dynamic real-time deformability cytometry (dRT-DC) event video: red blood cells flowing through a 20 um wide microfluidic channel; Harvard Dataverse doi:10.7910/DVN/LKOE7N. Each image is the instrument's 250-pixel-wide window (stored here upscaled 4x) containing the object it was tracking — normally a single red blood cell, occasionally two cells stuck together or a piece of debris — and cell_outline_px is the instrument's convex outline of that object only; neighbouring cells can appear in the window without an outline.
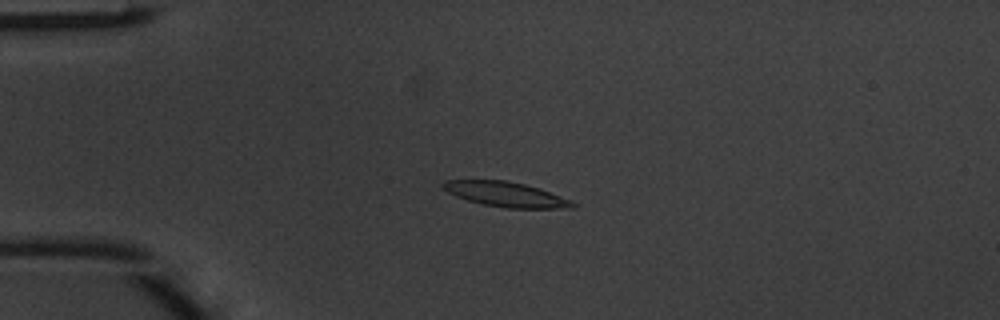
{"species": "common noctule bat (a hibernating species)", "species_latin": "Nyctalus noctula", "temperature_condition": "warm", "stored_images_in_passage": 45, "camera_frame_rate_fps": 3000, "um_per_image_px": 0.085, "animal": {"sex": "male", "body_mass_g": 20.1, "forearm_length_mm": 53.5}, "frame": {"image": 1, "passage_image": 8, "time_ms": 2.333, "image_size_px": [1000, 320], "cell_outline_px": [[576, 208], [504, 208], [484, 204], [468, 200], [456, 196], [440, 188], [440, 184], [444, 180], [504, 180], [524, 184], [540, 188], [572, 200], [576, 204]], "centroid_in_image_um": [43.0, 16.51], "position_along_channel_um": 42.0, "area_um2": 18.9}}
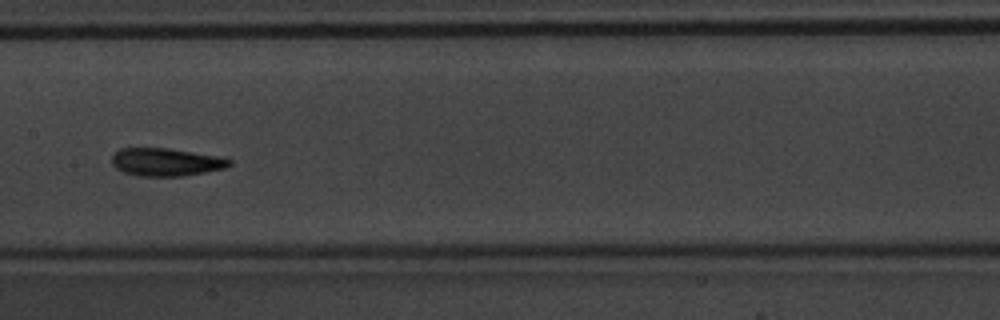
{"frame": {"image": 2, "passage_image": 21, "time_ms": 6.667, "image_size_px": [1000, 320], "cell_outline_px": [[232, 164], [224, 168], [184, 176], [140, 176], [124, 172], [116, 168], [112, 164], [112, 156], [120, 148], [168, 148], [216, 156], [232, 160]], "centroid_in_image_um": [14.09, 13.78], "position_along_channel_um": 193.3, "area_um2": 18.9}}
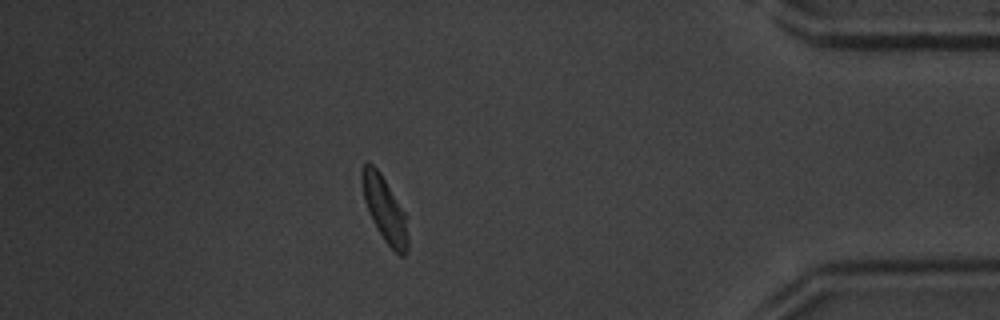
{"frame": {"image": 3, "passage_image": 39, "time_ms": 12.667, "image_size_px": [1000, 320], "cell_outline_px": [[408, 248], [404, 256], [400, 256], [384, 240], [372, 220], [364, 200], [360, 180], [360, 172], [364, 164], [368, 160], [380, 172], [404, 212], [408, 236]], "centroid_in_image_um": [32.66, 17.75], "position_along_channel_um": 402.5, "area_um2": 17.22}, "authors_computed_cell_mechanics": {"area_um2": 18.5538, "velocity_mm_per_s": 4.131, "shape_relaxation_time_tau1_ms": 2.0528, "shape_relaxation_time_tau2_ms": 1.7048, "deformation_change_tau1": 0.1534, "deformation_change_tau2": 0.096}}